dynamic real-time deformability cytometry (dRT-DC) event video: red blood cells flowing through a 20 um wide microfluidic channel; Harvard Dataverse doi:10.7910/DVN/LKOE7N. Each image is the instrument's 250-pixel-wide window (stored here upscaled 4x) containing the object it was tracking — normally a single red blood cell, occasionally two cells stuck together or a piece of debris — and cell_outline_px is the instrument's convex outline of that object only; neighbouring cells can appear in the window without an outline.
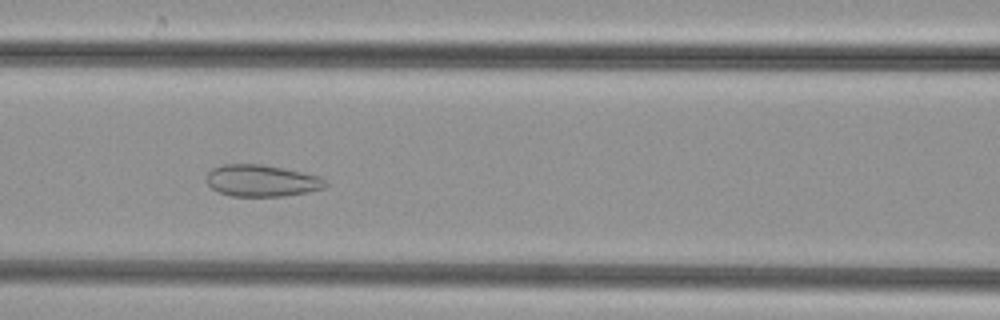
{"species": "common noctule bat (a hibernating species)", "species_latin": "Nyctalus noctula", "temperature_condition": "cold", "stored_images_in_passage": 35, "camera_frame_rate_fps": 3000, "um_per_image_px": 0.085, "animal": {"sex": "female", "body_mass_g": 29.2, "forearm_length_mm": 56.3}, "frame": {"image": 1, "passage_image": 6, "time_ms": 1.667, "image_size_px": [1000, 320], "cell_outline_px": [[328, 184], [324, 188], [308, 192], [284, 196], [232, 196], [220, 192], [212, 188], [204, 180], [208, 172], [212, 168], [220, 164], [260, 164], [300, 172], [316, 176], [324, 180]], "centroid_in_image_um": [22.18, 15.36], "position_along_channel_um": 144.4, "area_um2": 21.85}}
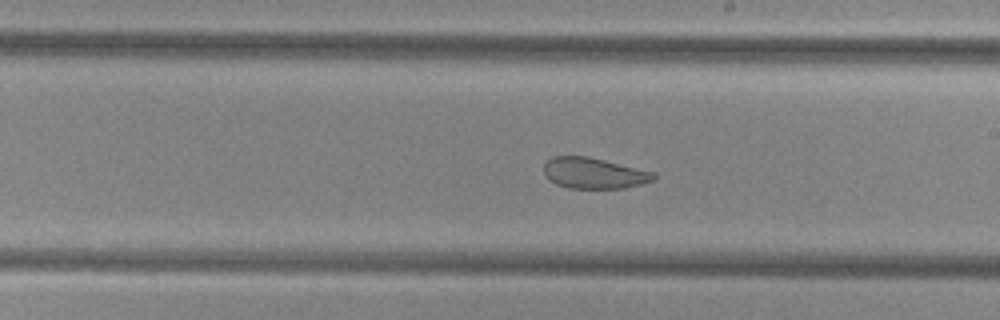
{"frame": {"image": 2, "passage_image": 13, "time_ms": 4.0, "image_size_px": [1000, 320], "cell_outline_px": [[656, 180], [624, 188], [568, 188], [556, 184], [544, 176], [544, 164], [552, 156], [588, 156], [656, 172]], "centroid_in_image_um": [50.5, 14.71], "position_along_channel_um": 238.5, "area_um2": 19.94}}
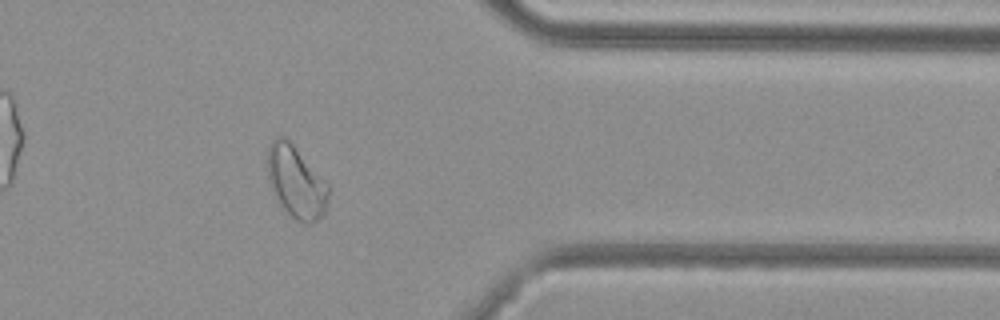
{"frame": {"image": 3, "passage_image": 25, "time_ms": 8.0, "image_size_px": [1000, 320], "cell_outline_px": [[328, 196], [324, 212], [312, 224], [304, 224], [296, 220], [280, 204], [272, 188], [268, 176], [268, 148], [272, 140], [276, 136], [280, 136], [288, 140], [292, 144], [328, 184]], "centroid_in_image_um": [25.16, 15.48], "position_along_channel_um": 386.2, "area_um2": 24.85}}